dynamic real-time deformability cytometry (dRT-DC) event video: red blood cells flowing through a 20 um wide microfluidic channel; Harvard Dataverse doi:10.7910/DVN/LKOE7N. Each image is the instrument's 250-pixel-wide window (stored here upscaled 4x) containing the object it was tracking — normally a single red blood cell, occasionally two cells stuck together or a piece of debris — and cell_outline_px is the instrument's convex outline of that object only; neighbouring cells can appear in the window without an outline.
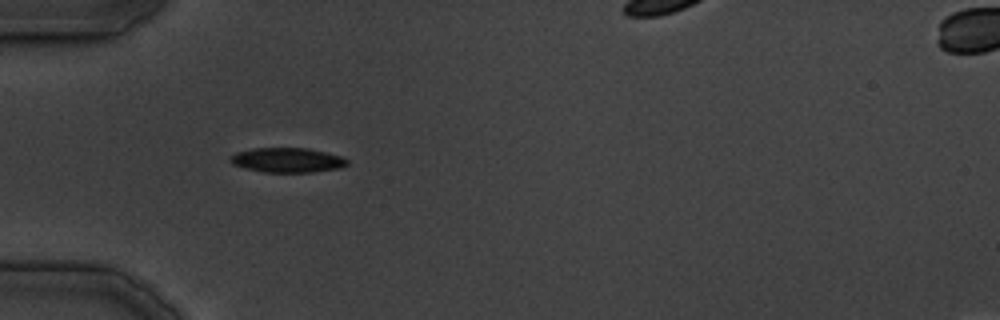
{"species": "common noctule bat (a hibernating species)", "species_latin": "Nyctalus noctula", "temperature_condition": "cold", "stored_images_in_passage": 27, "segment_of_instrument_passage": [1, 2], "camera_frame_rate_fps": 3000, "um_per_image_px": 0.085, "animal": {"sex": "male", "body_mass_g": 19.5, "forearm_length_mm": 54.6}, "frame": {"image": 1, "passage_image": 1, "time_ms": 0.0, "image_size_px": [1000, 320], "cell_outline_px": [[348, 164], [340, 168], [312, 172], [264, 172], [244, 168], [232, 164], [228, 160], [236, 152], [252, 148], [308, 148], [340, 156], [348, 160]], "centroid_in_image_um": [24.4, 13.61], "position_along_channel_um": 60.6, "area_um2": 16.76}}
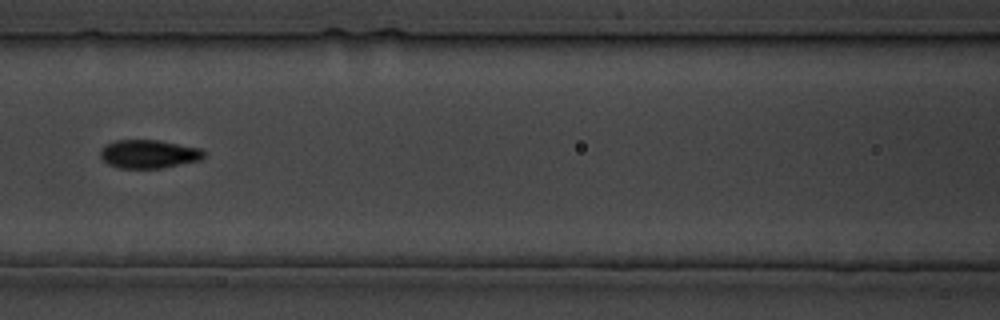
{"frame": {"image": 2, "passage_image": 5, "time_ms": 6.667, "image_size_px": [1000, 320], "cell_outline_px": [[204, 156], [200, 160], [160, 168], [116, 168], [108, 164], [100, 156], [100, 148], [104, 144], [116, 140], [160, 140], [200, 148], [204, 152]], "centroid_in_image_um": [12.6, 13.08], "position_along_channel_um": 154.0, "area_um2": 17.22}}
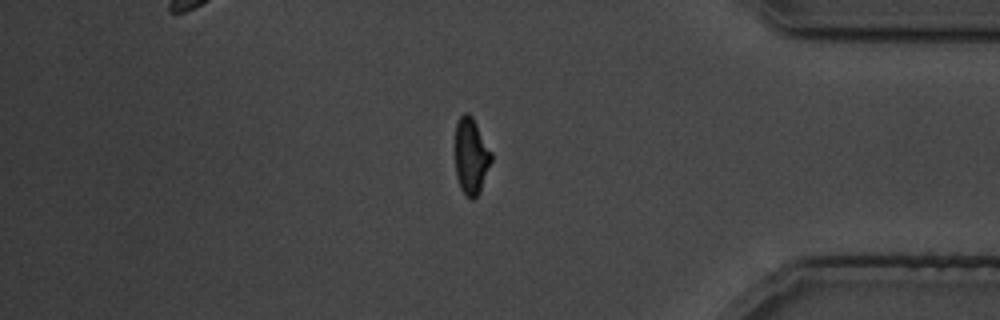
{"frame": {"image": 3, "passage_image": 20, "time_ms": 24.667, "image_size_px": [1000, 320], "cell_outline_px": [[492, 160], [480, 192], [472, 200], [460, 188], [456, 176], [456, 124], [460, 116], [464, 112], [468, 112], [472, 116], [492, 152]], "centroid_in_image_um": [40.05, 13.26], "position_along_channel_um": 395.1, "area_um2": 16.01}}